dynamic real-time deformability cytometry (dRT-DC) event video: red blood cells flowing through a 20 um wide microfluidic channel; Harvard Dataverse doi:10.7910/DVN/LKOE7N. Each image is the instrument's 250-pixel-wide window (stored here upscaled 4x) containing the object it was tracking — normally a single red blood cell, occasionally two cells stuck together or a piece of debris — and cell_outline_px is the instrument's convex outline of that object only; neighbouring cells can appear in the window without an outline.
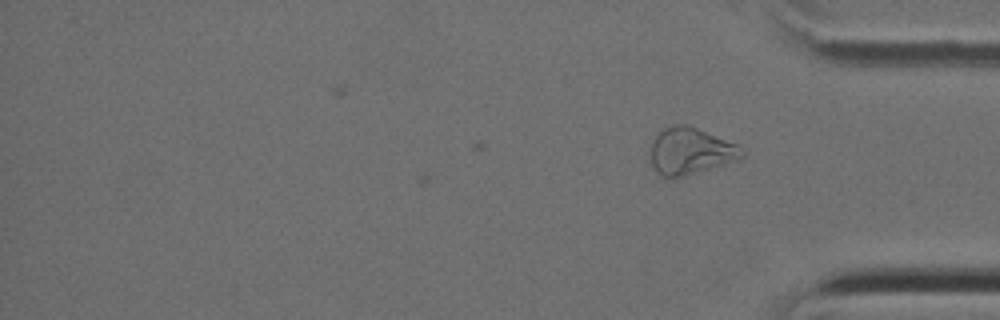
{"species": "Egyptian fruit bat (a non-hibernating species)", "species_latin": "Rousettus aegyptiacus", "temperature_condition": "cold", "stored_images_in_passage": 25, "camera_frame_rate_fps": 3000, "um_per_image_px": 0.085, "animal": {"sex": "female"}, "frame": {"image": 1, "passage_image": 25, "time_ms": 8.0, "image_size_px": [1000, 320], "cell_outline_px": [[744, 156], [736, 160], [708, 168], [676, 176], [660, 176], [656, 172], [652, 164], [652, 144], [656, 136], [664, 128], [672, 124], [688, 124], [736, 144], [744, 152]], "centroid_in_image_um": [58.67, 12.8], "position_along_channel_um": 376.5, "area_um2": 23.99}}